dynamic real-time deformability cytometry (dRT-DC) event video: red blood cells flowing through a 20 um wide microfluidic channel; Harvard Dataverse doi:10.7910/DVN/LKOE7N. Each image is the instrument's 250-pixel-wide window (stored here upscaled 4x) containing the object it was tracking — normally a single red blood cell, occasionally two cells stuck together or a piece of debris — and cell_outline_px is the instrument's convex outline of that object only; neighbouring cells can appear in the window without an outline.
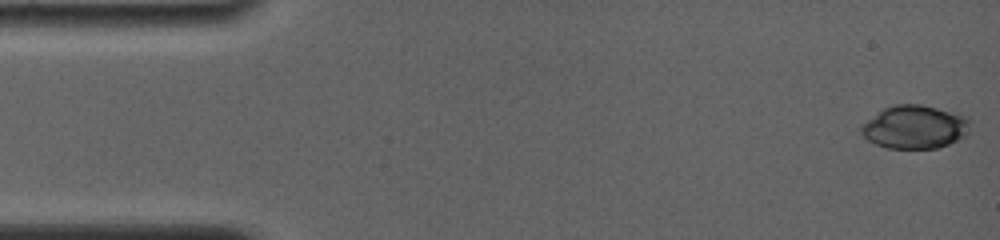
{"species": "common noctule bat (a hibernating species)", "species_latin": "Nyctalus noctula", "temperature_condition": "room temperature", "stored_images_in_passage": 40, "camera_frame_rate_fps": 4000, "um_per_image_px": 0.085, "animal": {"sex": "female", "body_mass_g": 19.0, "forearm_length_mm": 56.7}, "frame": {"image": 1, "passage_image": 1, "time_ms": 0.0, "image_size_px": [1000, 240], "cell_outline_px": [[972, 120], [968, 136], [948, 144], [936, 148], [888, 148], [876, 144], [868, 140], [860, 132], [860, 128], [868, 120], [884, 108], [892, 104], [920, 104], [968, 116]], "centroid_in_image_um": [77.82, 10.79], "position_along_channel_um": 7.2, "area_um2": 27.57}}
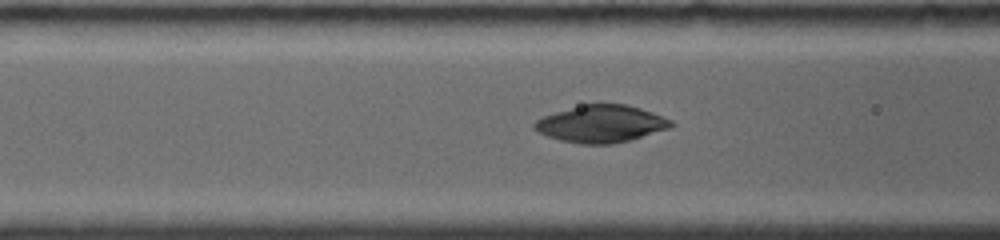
{"frame": {"image": 2, "passage_image": 18, "time_ms": 6.0, "image_size_px": [1000, 240], "cell_outline_px": [[676, 124], [668, 128], [632, 140], [612, 144], [580, 144], [560, 140], [548, 136], [532, 128], [532, 124], [536, 120], [544, 116], [580, 104], [624, 104], [640, 108], [652, 112], [672, 120]], "centroid_in_image_um": [51.1, 10.53], "position_along_channel_um": 115.5, "area_um2": 29.59}}
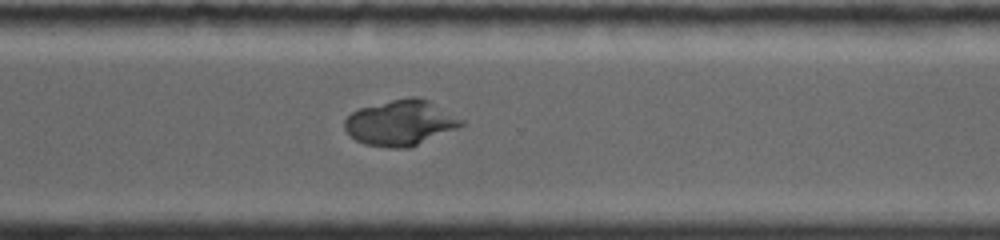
{"frame": {"image": 3, "passage_image": 34, "time_ms": 11.75, "image_size_px": [1000, 240], "cell_outline_px": [[468, 124], [408, 148], [388, 148], [364, 144], [356, 140], [344, 128], [344, 120], [352, 112], [360, 108], [392, 100], [412, 96], [416, 96], [428, 100], [464, 120]], "centroid_in_image_um": [34.07, 10.44], "position_along_channel_um": 336.5, "area_um2": 30.81}, "authors_computed_cell_mechanics": {"area_um2": 29.7381, "velocity_mm_per_s": 3.8503, "shape_relaxation_time_tau1_ms": null, "shape_relaxation_time_tau2_ms": 1.401, "deformation_change_tau1": null, "deformation_change_tau2": 0.0246}}